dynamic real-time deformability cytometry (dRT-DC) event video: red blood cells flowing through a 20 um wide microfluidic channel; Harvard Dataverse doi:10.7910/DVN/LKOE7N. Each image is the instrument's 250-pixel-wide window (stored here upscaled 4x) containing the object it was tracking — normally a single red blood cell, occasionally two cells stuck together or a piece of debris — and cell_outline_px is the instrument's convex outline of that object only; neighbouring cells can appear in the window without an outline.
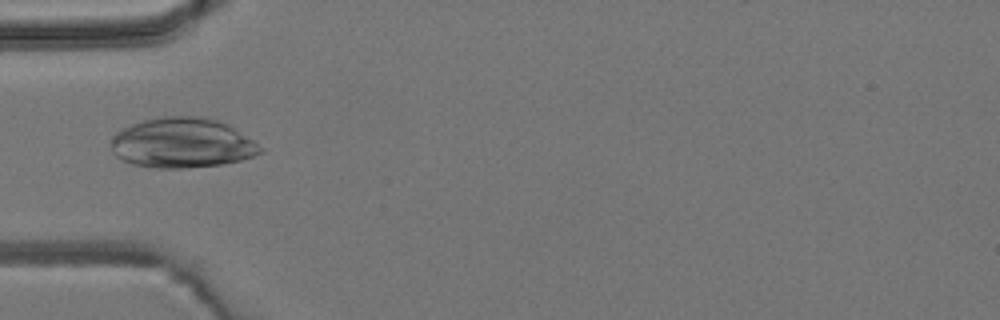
{"species": "common noctule bat (a hibernating species)", "species_latin": "Nyctalus noctula", "temperature_condition": "room temperature", "stored_images_in_passage": 4, "camera_frame_rate_fps": 3000, "um_per_image_px": 0.085, "animal": {"sex": "male", "body_mass_g": 19.2, "forearm_length_mm": 51.8}, "frame": {"image": 1, "passage_image": 4, "time_ms": 3.333, "image_size_px": [1000, 320], "cell_outline_px": [[264, 152], [240, 160], [224, 164], [184, 168], [156, 168], [132, 164], [116, 156], [112, 152], [112, 136], [120, 128], [144, 120], [164, 116], [204, 116], [220, 120], [228, 124], [264, 148]], "centroid_in_image_um": [15.49, 12.14], "position_along_channel_um": 69.5, "area_um2": 43.7}}